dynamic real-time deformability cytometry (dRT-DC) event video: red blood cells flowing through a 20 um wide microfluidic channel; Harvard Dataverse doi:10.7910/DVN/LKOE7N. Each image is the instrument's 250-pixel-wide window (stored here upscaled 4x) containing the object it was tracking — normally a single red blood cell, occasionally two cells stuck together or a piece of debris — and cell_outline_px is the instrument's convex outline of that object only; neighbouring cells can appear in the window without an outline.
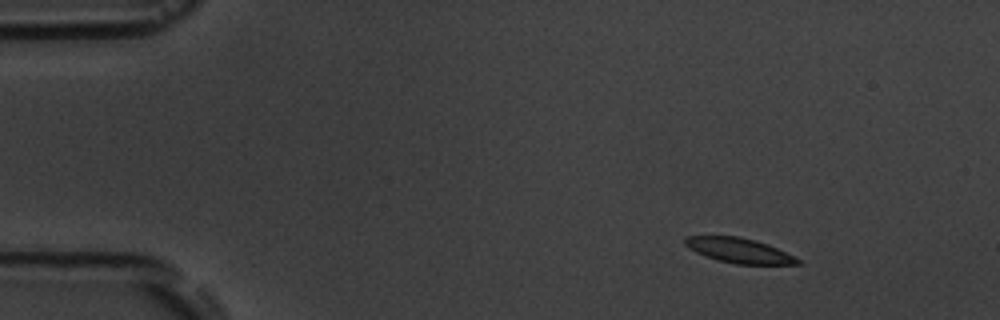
{"species": "common noctule bat (a hibernating species)", "species_latin": "Nyctalus noctula", "temperature_condition": "room temperature", "stored_images_in_passage": 4, "camera_frame_rate_fps": 3000, "um_per_image_px": 0.085, "animal": {"sex": "male", "body_mass_g": 19.5, "forearm_length_mm": 54.6}, "frame": {"image": 1, "passage_image": 1, "time_ms": 0.0, "image_size_px": [1000, 320], "cell_outline_px": [[800, 264], [736, 264], [704, 256], [688, 248], [684, 244], [684, 236], [736, 236], [756, 240], [776, 248], [800, 260]], "centroid_in_image_um": [62.75, 21.28], "position_along_channel_um": 22.2, "area_um2": 16.07}}
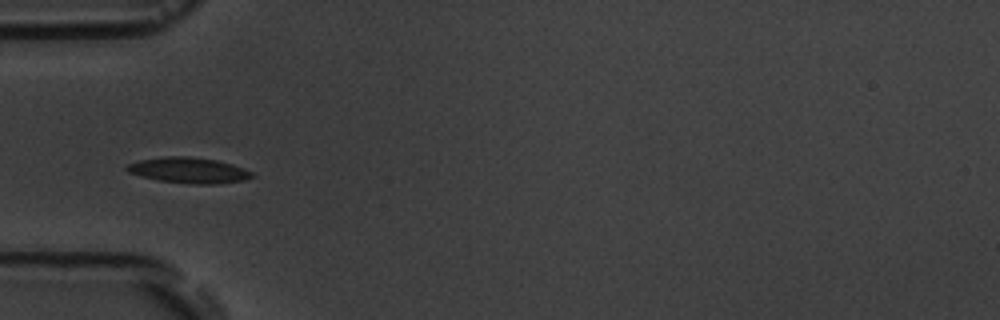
{"frame": {"image": 2, "passage_image": 4, "time_ms": 3.667, "image_size_px": [1000, 320], "cell_outline_px": [[252, 176], [244, 180], [220, 184], [192, 184], [156, 180], [140, 176], [128, 172], [124, 168], [128, 164], [140, 160], [164, 156], [188, 156], [216, 160], [232, 164], [244, 168], [252, 172]], "centroid_in_image_um": [16.02, 14.48], "position_along_channel_um": 69.0, "area_um2": 18.79}}